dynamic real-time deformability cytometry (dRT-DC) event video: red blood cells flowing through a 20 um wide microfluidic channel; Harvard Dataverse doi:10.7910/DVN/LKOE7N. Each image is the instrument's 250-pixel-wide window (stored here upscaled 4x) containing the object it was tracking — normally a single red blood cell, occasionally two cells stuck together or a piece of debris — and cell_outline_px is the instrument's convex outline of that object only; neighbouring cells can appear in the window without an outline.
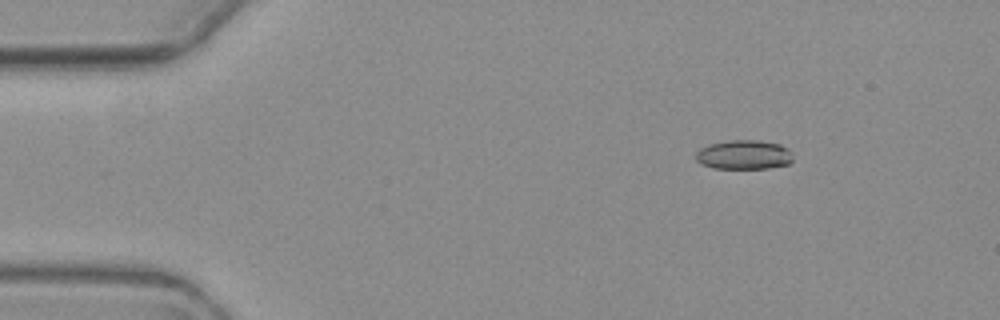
{"species": "common noctule bat (a hibernating species)", "species_latin": "Nyctalus noctula", "temperature_condition": "warm", "stored_images_in_passage": 5, "camera_frame_rate_fps": 3000, "um_per_image_px": 0.085, "animal": {"sex": "female", "body_mass_g": 19.3, "forearm_length_mm": 54.1}, "frame": {"image": 1, "passage_image": 2, "time_ms": 1.333, "image_size_px": [1000, 320], "cell_outline_px": [[792, 160], [788, 164], [768, 168], [712, 168], [700, 164], [696, 160], [696, 152], [700, 148], [708, 144], [728, 140], [760, 140], [780, 144], [788, 148], [792, 152]], "centroid_in_image_um": [63.22, 13.14], "position_along_channel_um": 21.8, "area_um2": 16.76}}
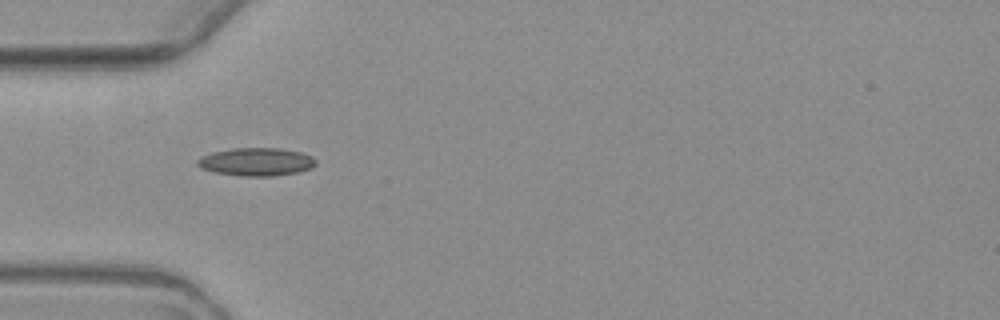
{"frame": {"image": 2, "passage_image": 4, "time_ms": 4.667, "image_size_px": [1000, 320], "cell_outline_px": [[316, 164], [312, 168], [296, 172], [272, 176], [240, 176], [216, 172], [200, 168], [196, 164], [196, 160], [212, 152], [232, 148], [280, 148], [300, 152], [312, 156], [316, 160]], "centroid_in_image_um": [21.79, 13.75], "position_along_channel_um": 63.2, "area_um2": 19.31}}
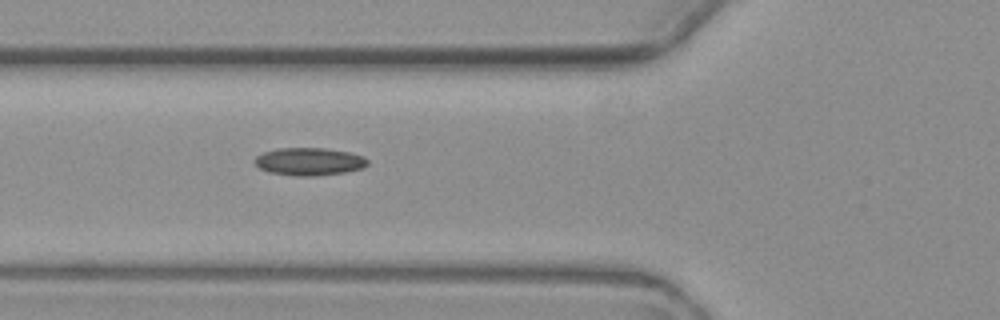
{"frame": {"image": 3, "passage_image": 5, "time_ms": 5.667, "image_size_px": [1000, 320], "cell_outline_px": [[368, 164], [364, 168], [344, 172], [312, 176], [296, 176], [268, 172], [260, 168], [252, 160], [256, 156], [264, 152], [276, 148], [324, 148], [348, 152], [364, 156], [368, 160]], "centroid_in_image_um": [26.27, 13.73], "position_along_channel_um": 99.5, "area_um2": 18.26}}